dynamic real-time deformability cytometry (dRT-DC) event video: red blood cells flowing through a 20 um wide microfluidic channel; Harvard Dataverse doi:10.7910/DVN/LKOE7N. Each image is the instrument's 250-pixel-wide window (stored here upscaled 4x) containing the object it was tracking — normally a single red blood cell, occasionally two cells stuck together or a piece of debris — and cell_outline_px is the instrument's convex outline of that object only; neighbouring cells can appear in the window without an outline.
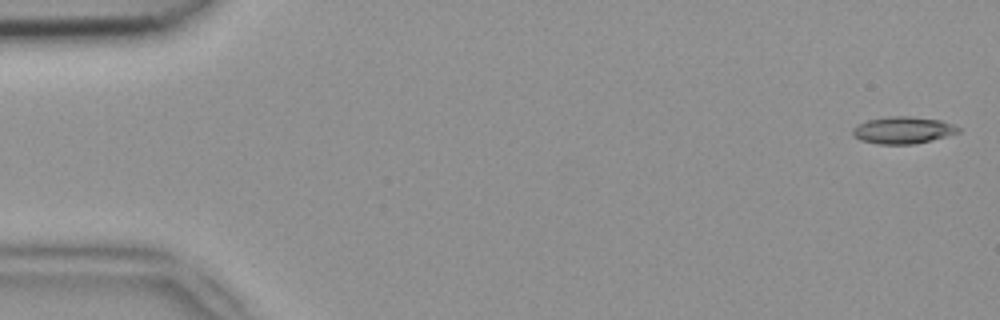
{"species": "common noctule bat (a hibernating species)", "species_latin": "Nyctalus noctula", "temperature_condition": "room temperature", "stored_images_in_passage": 49, "camera_frame_rate_fps": 3000, "um_per_image_px": 0.085, "animal": {"sex": "female", "body_mass_g": 18.4}, "frame": {"image": 1, "passage_image": 1, "time_ms": 0.0, "image_size_px": [1000, 320], "cell_outline_px": [[960, 132], [912, 144], [880, 144], [860, 140], [852, 136], [852, 128], [856, 124], [868, 120], [888, 116], [912, 116], [940, 120], [952, 124], [960, 128]], "centroid_in_image_um": [76.69, 11.05], "position_along_channel_um": 8.3, "area_um2": 16.53}}
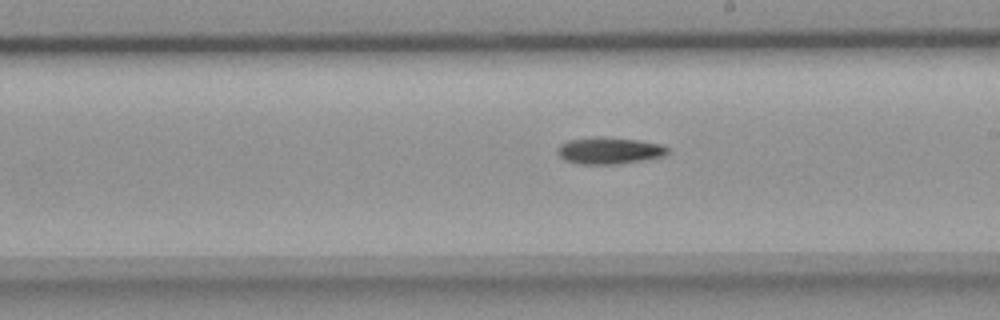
{"frame": {"image": 2, "passage_image": 28, "time_ms": 9.0, "image_size_px": [1000, 320], "cell_outline_px": [[668, 152], [664, 156], [644, 160], [620, 164], [576, 164], [564, 160], [556, 152], [556, 148], [560, 144], [568, 140], [636, 140], [660, 144], [668, 148]], "centroid_in_image_um": [51.78, 12.87], "position_along_channel_um": 237.2, "area_um2": 16.3}}
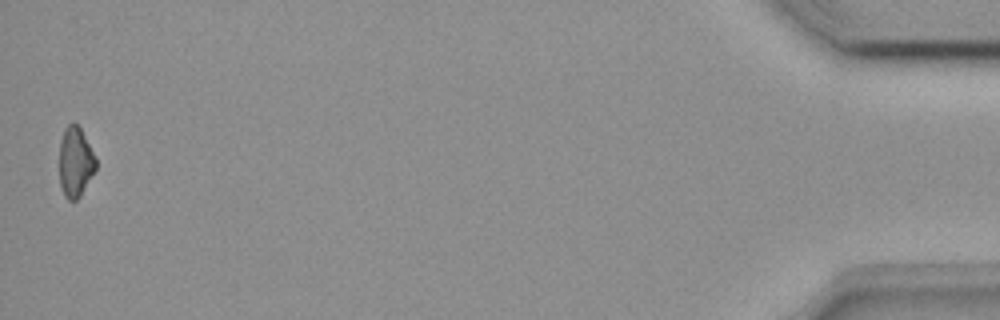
{"frame": {"image": 3, "passage_image": 49, "time_ms": 16.0, "image_size_px": [1000, 320], "cell_outline_px": [[96, 168], [80, 196], [76, 200], [68, 200], [64, 196], [60, 184], [60, 140], [64, 128], [72, 120], [80, 128], [96, 156]], "centroid_in_image_um": [6.4, 13.74], "position_along_channel_um": 428.8, "area_um2": 14.91}}